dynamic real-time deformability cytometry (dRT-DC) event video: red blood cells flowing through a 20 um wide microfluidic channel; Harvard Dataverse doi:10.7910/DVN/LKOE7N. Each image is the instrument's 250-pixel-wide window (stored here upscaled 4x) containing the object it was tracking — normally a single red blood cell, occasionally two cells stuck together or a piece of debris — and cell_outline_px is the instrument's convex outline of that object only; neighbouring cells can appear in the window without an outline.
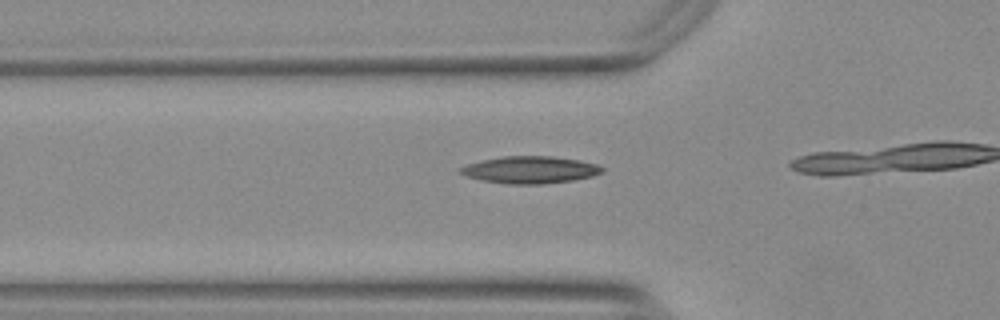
{"species": "Egyptian fruit bat (a non-hibernating species)", "species_latin": "Rousettus aegyptiacus", "temperature_condition": "warm", "stored_images_in_passage": 4, "camera_frame_rate_fps": 3000, "um_per_image_px": 0.085, "animal": {"sex": "female"}, "frame": {"image": 1, "passage_image": 2, "time_ms": 0.333, "image_size_px": [1000, 320], "cell_outline_px": [[604, 172], [592, 176], [572, 180], [540, 184], [508, 184], [480, 180], [468, 176], [460, 172], [460, 168], [468, 164], [500, 156], [552, 156], [580, 160], [596, 164], [604, 168]], "centroid_in_image_um": [45.09, 14.43], "position_along_channel_um": 80.7, "area_um2": 22.25}}